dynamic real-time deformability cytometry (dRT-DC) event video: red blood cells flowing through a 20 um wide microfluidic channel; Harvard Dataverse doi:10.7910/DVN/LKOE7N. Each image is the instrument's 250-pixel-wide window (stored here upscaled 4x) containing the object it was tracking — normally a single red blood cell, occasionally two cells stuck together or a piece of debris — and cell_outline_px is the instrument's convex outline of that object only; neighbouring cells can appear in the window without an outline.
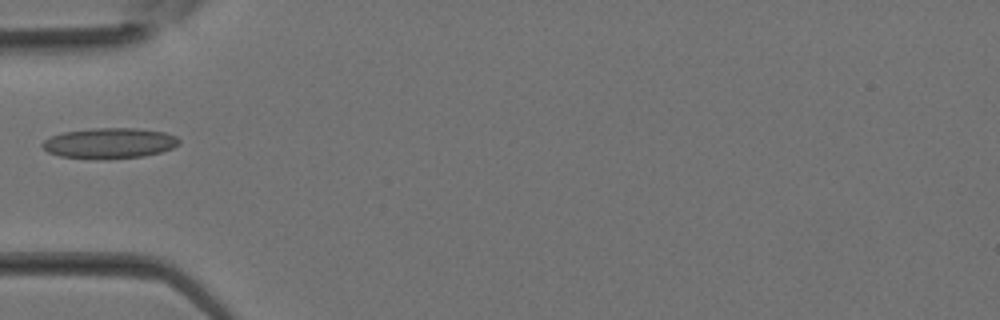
{"species": "Egyptian fruit bat (a non-hibernating species)", "species_latin": "Rousettus aegyptiacus", "temperature_condition": "room temperature", "stored_images_in_passage": 23, "camera_frame_rate_fps": 3000, "um_per_image_px": 0.085, "animal": {"sex": "female"}, "frame": {"image": 1, "passage_image": 1, "time_ms": 0.0, "image_size_px": [1000, 320], "cell_outline_px": [[180, 144], [172, 148], [160, 152], [144, 156], [108, 160], [100, 160], [60, 156], [48, 152], [40, 144], [44, 140], [52, 136], [64, 132], [96, 128], [136, 128], [164, 132], [176, 136], [180, 140]], "centroid_in_image_um": [9.32, 12.18], "position_along_channel_um": 75.7, "area_um2": 24.51}}
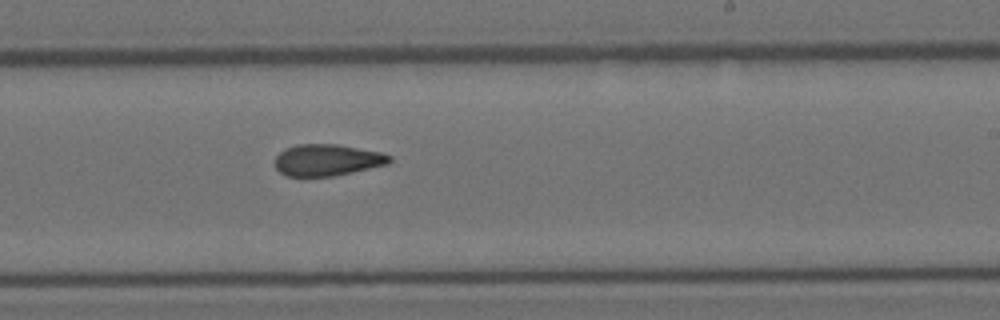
{"frame": {"image": 2, "passage_image": 10, "time_ms": 3.0, "image_size_px": [1000, 320], "cell_outline_px": [[392, 160], [388, 164], [352, 172], [332, 176], [284, 176], [276, 168], [276, 156], [284, 148], [296, 144], [336, 144], [380, 152], [392, 156]], "centroid_in_image_um": [27.8, 13.6], "position_along_channel_um": 261.2, "area_um2": 21.04}}
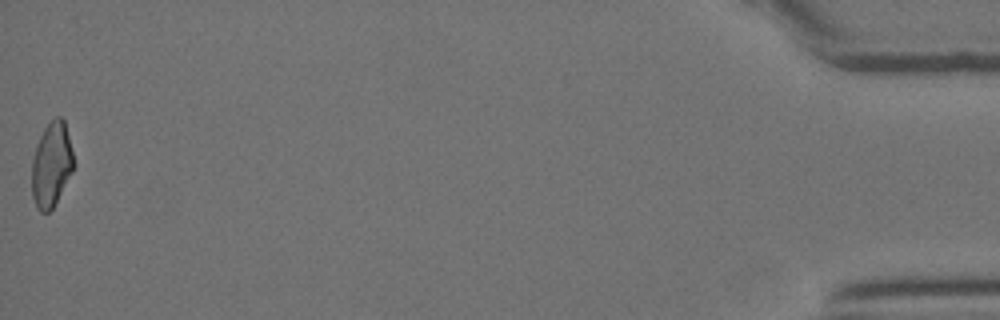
{"frame": {"image": 3, "passage_image": 23, "time_ms": 7.333, "image_size_px": [1000, 320], "cell_outline_px": [[76, 164], [72, 172], [52, 208], [48, 212], [40, 212], [36, 208], [32, 196], [32, 160], [40, 136], [44, 128], [56, 116], [60, 116], [64, 120]], "centroid_in_image_um": [4.38, 13.99], "position_along_channel_um": 430.8, "area_um2": 20.52}}